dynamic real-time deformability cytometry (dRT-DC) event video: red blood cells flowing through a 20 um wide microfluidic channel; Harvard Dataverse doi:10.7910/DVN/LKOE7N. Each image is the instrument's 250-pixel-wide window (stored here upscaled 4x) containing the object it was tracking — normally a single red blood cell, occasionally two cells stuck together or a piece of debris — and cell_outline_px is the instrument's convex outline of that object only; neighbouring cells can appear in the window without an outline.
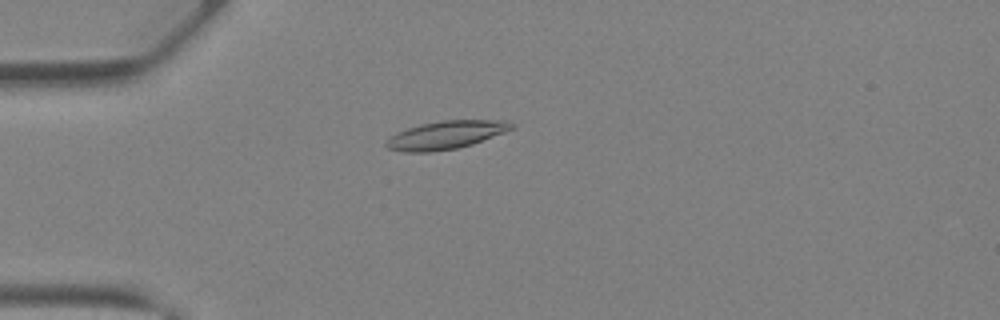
{"species": "Egyptian fruit bat (a non-hibernating species)", "species_latin": "Rousettus aegyptiacus", "temperature_condition": "warm", "stored_images_in_passage": 41, "camera_frame_rate_fps": 3000, "um_per_image_px": 0.085, "animal": {"sex": "female"}, "frame": {"image": 1, "passage_image": 12, "time_ms": 3.667, "image_size_px": [1000, 320], "cell_outline_px": [[512, 128], [504, 132], [472, 144], [456, 148], [428, 152], [404, 152], [388, 148], [384, 144], [396, 132], [420, 124], [440, 120], [504, 120], [512, 124]], "centroid_in_image_um": [37.86, 11.47], "position_along_channel_um": 47.1, "area_um2": 20.23}}
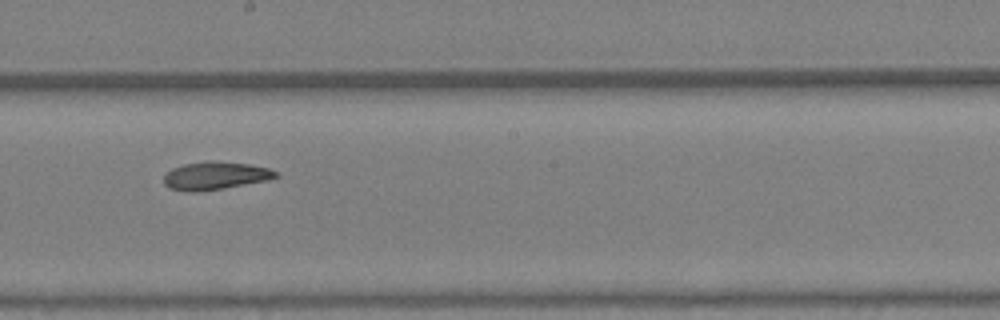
{"frame": {"image": 2, "passage_image": 24, "time_ms": 7.667, "image_size_px": [1000, 320], "cell_outline_px": [[280, 176], [268, 180], [196, 192], [188, 192], [168, 188], [164, 184], [164, 176], [172, 168], [184, 164], [208, 160], [216, 160], [248, 164], [268, 168], [280, 172]], "centroid_in_image_um": [18.3, 14.92], "position_along_channel_um": 229.9, "area_um2": 18.26}}
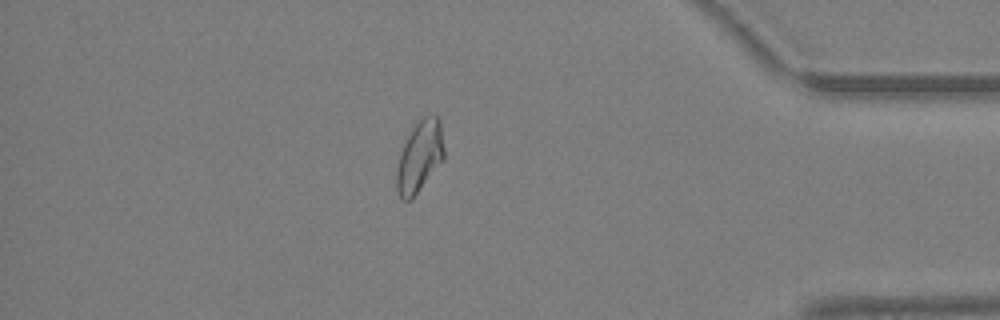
{"frame": {"image": 3, "passage_image": 36, "time_ms": 11.667, "image_size_px": [1000, 320], "cell_outline_px": [[444, 160], [412, 200], [404, 200], [400, 196], [396, 188], [396, 168], [400, 152], [416, 120], [424, 116], [436, 116], [440, 120], [444, 148]], "centroid_in_image_um": [35.67, 13.32], "position_along_channel_um": 399.5, "area_um2": 19.94}}